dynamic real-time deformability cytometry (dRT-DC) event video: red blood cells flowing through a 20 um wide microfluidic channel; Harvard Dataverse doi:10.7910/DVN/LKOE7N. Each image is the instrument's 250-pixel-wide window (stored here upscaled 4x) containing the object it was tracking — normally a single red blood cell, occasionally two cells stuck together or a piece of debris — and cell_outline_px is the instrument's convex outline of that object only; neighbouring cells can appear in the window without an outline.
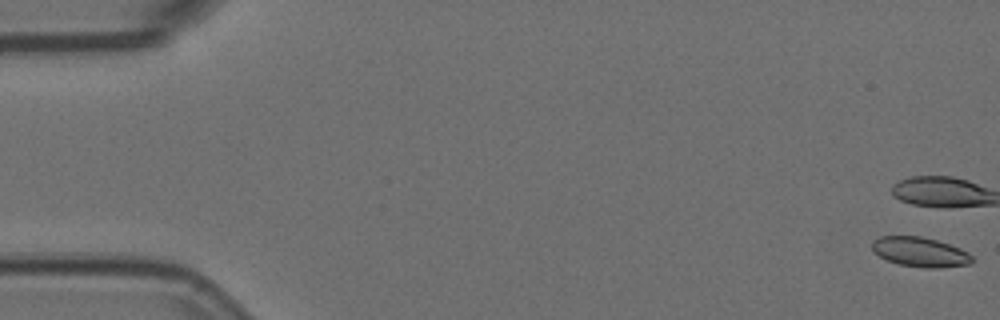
{"species": "Egyptian fruit bat (a non-hibernating species)", "species_latin": "Rousettus aegyptiacus", "temperature_condition": "room temperature", "stored_images_in_passage": 56, "camera_frame_rate_fps": 3000, "um_per_image_px": 0.085, "animal": {"sex": "female"}, "frame": {"image": 1, "passage_image": 1, "time_ms": 0.0, "image_size_px": [1000, 320], "cell_outline_px": [[972, 264], [940, 268], [924, 268], [900, 264], [888, 260], [872, 252], [872, 240], [880, 236], [920, 236], [936, 240], [960, 248], [968, 252], [972, 256]], "centroid_in_image_um": [78.21, 21.42], "position_along_channel_um": 6.8, "area_um2": 17.34}}